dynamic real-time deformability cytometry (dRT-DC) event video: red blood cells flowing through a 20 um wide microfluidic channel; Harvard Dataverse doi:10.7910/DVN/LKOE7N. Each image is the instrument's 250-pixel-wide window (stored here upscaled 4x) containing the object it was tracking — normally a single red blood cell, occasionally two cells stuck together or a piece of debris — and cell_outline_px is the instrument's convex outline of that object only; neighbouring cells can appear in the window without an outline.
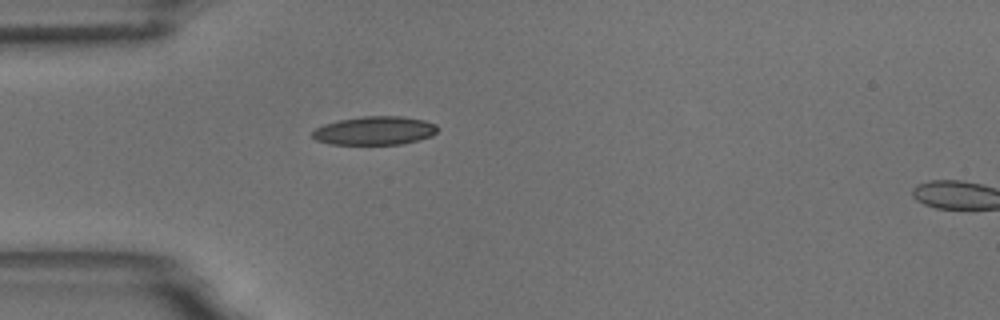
{"species": "common noctule bat (a hibernating species)", "species_latin": "Nyctalus noctula", "temperature_condition": "room temperature", "stored_images_in_passage": 2, "segment_of_instrument_passage": [1, 2], "camera_frame_rate_fps": 3000, "um_per_image_px": 0.085, "animal": {"sex": "male", "body_mass_g": 18.8}, "frame": {"image": 1, "passage_image": 1, "time_ms": 0.0, "image_size_px": [1000, 320], "cell_outline_px": [[440, 128], [432, 136], [420, 140], [400, 144], [328, 144], [316, 140], [312, 136], [312, 132], [316, 128], [324, 124], [340, 120], [364, 116], [404, 116], [424, 120], [436, 124]], "centroid_in_image_um": [31.89, 11.1], "position_along_channel_um": 53.1, "area_um2": 20.92}}